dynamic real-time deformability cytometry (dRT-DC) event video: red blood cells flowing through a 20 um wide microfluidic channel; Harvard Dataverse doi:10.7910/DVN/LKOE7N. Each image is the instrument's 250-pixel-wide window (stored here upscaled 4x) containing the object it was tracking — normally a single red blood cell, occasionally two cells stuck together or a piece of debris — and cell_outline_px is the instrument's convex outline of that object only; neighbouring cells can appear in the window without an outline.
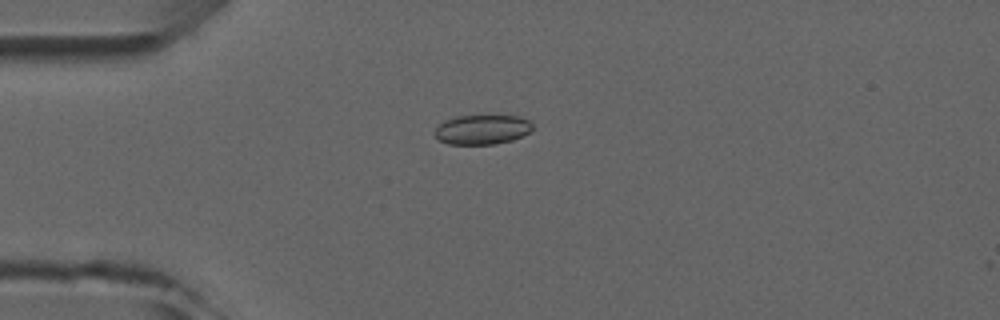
{"species": "common noctule bat (a hibernating species)", "species_latin": "Nyctalus noctula", "temperature_condition": "room temperature", "stored_images_in_passage": 4, "camera_frame_rate_fps": 3000, "um_per_image_px": 0.085, "animal": {"sex": "male", "forearm_length_mm": 52.5}, "frame": {"image": 1, "passage_image": 1, "time_ms": 0.0, "image_size_px": [1000, 320], "cell_outline_px": [[532, 132], [512, 140], [496, 144], [448, 144], [440, 140], [436, 136], [436, 128], [444, 120], [456, 116], [516, 116], [528, 120], [532, 124]], "centroid_in_image_um": [41.01, 11.02], "position_along_channel_um": 44.0, "area_um2": 16.76}}
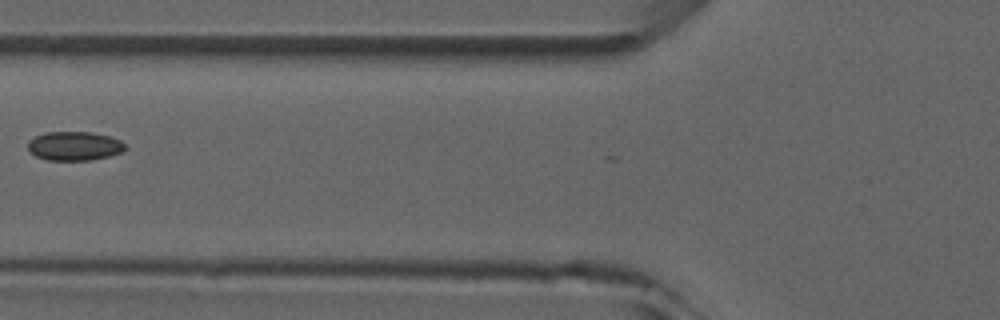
{"frame": {"image": 2, "passage_image": 3, "time_ms": 2.333, "image_size_px": [1000, 320], "cell_outline_px": [[124, 148], [120, 152], [108, 156], [92, 160], [48, 160], [36, 156], [28, 152], [28, 140], [44, 132], [92, 132], [108, 136], [120, 140], [124, 144]], "centroid_in_image_um": [6.26, 12.41], "position_along_channel_um": 119.5, "area_um2": 16.36}}
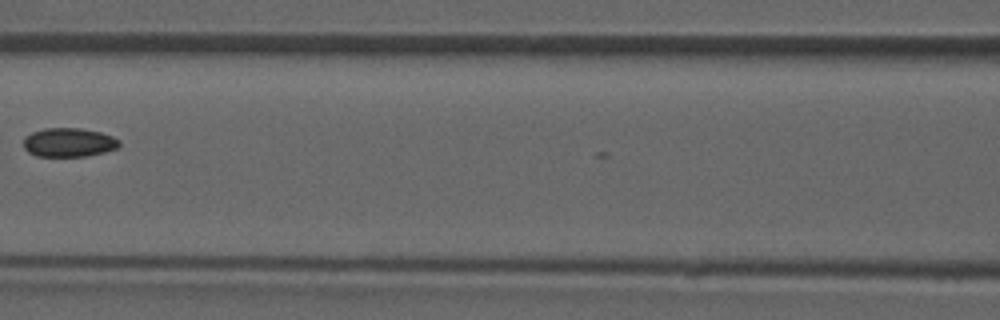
{"frame": {"image": 3, "passage_image": 4, "time_ms": 3.333, "image_size_px": [1000, 320], "cell_outline_px": [[120, 144], [116, 148], [104, 152], [88, 156], [36, 156], [28, 152], [24, 148], [24, 136], [32, 132], [44, 128], [80, 128], [100, 132], [112, 136], [120, 140]], "centroid_in_image_um": [5.83, 12.1], "position_along_channel_um": 160.8, "area_um2": 16.18}}